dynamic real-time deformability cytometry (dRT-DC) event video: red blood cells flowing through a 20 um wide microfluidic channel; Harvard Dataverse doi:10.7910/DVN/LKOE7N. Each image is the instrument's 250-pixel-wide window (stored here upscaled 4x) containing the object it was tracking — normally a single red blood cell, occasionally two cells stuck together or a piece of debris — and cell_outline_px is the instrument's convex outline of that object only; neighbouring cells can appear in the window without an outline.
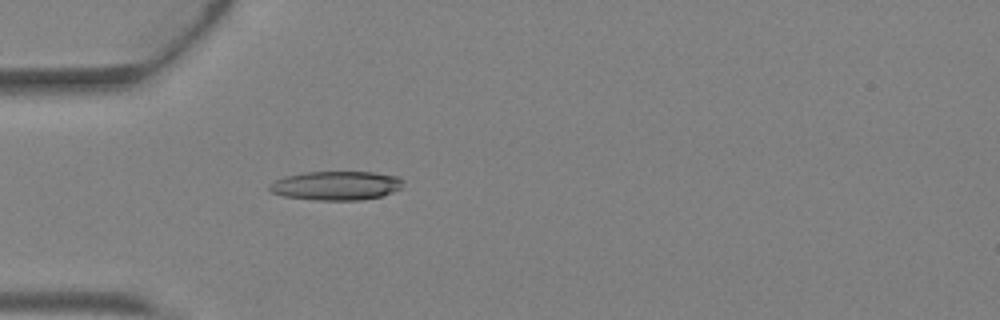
{"species": "Egyptian fruit bat (a non-hibernating species)", "species_latin": "Rousettus aegyptiacus", "temperature_condition": "warm", "stored_images_in_passage": 4, "camera_frame_rate_fps": 3000, "um_per_image_px": 0.085, "animal": {"sex": "female"}, "frame": {"image": 1, "passage_image": 4, "time_ms": 1.0, "image_size_px": [1000, 320], "cell_outline_px": [[404, 180], [400, 188], [392, 192], [380, 196], [360, 200], [316, 200], [284, 196], [272, 192], [268, 188], [268, 184], [276, 180], [288, 176], [304, 172], [372, 172], [400, 176]], "centroid_in_image_um": [28.59, 15.77], "position_along_channel_um": 56.4, "area_um2": 22.48}}